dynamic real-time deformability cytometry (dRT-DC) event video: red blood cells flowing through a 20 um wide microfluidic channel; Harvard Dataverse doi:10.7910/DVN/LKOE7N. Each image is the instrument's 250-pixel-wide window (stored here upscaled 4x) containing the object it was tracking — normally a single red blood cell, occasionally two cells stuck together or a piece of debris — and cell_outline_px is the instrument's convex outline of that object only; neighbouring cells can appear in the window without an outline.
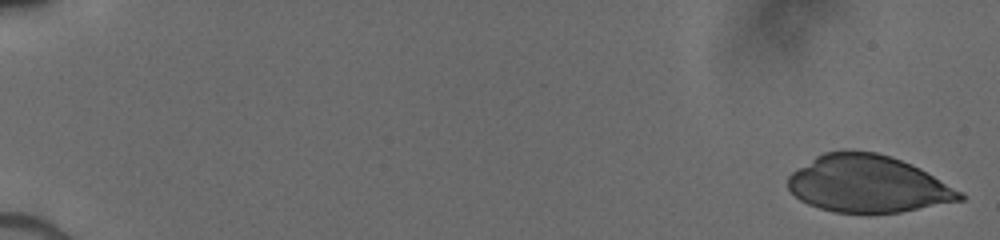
{"species": "human", "species_latin": "Homo sapiens", "temperature_condition": "cold", "stored_images_in_passage": 25, "camera_frame_rate_fps": 3000, "um_per_image_px": 0.085, "donor": {"sex": "male"}, "frame": {"image": 1, "passage_image": 1, "time_ms": 0.0, "image_size_px": [1000, 240], "cell_outline_px": [[964, 200], [900, 212], [868, 216], [836, 212], [820, 208], [808, 204], [800, 200], [788, 188], [788, 176], [792, 172], [816, 156], [824, 152], [876, 152], [912, 164], [920, 168], [964, 192]], "centroid_in_image_um": [73.8, 15.69], "position_along_channel_um": 11.2, "area_um2": 57.45}}
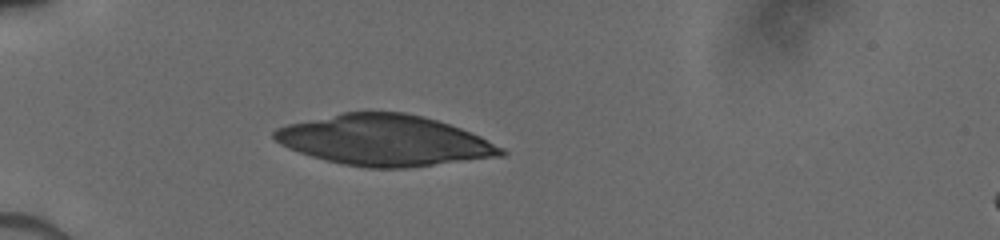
{"frame": {"image": 2, "passage_image": 20, "time_ms": 5.0, "image_size_px": [1000, 240], "cell_outline_px": [[508, 152], [504, 156], [408, 168], [368, 168], [344, 164], [312, 156], [288, 148], [280, 144], [272, 136], [272, 132], [276, 128], [288, 124], [344, 112], [404, 112], [436, 120], [460, 128], [480, 136], [504, 148]], "centroid_in_image_um": [32.72, 11.94], "position_along_channel_um": 52.3, "area_um2": 66.7}}